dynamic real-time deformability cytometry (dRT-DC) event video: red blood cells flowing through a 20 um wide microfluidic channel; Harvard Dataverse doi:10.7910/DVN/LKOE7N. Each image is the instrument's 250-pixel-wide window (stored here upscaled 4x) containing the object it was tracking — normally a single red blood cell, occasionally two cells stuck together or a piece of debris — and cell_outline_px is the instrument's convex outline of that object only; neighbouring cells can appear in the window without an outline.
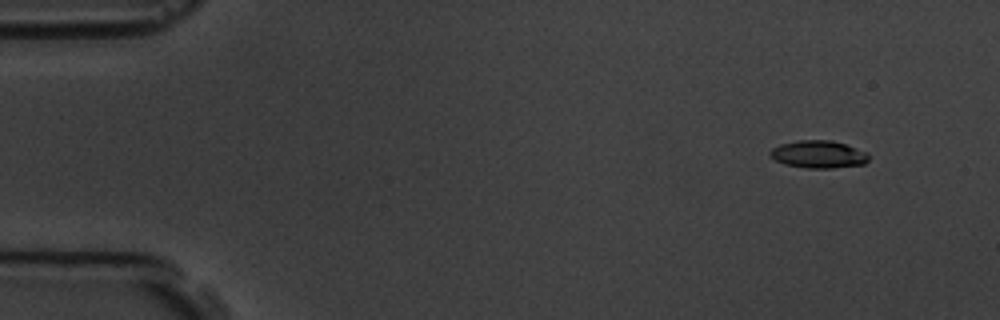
{"species": "common noctule bat (a hibernating species)", "species_latin": "Nyctalus noctula", "temperature_condition": "room temperature", "stored_images_in_passage": 5, "camera_frame_rate_fps": 3000, "um_per_image_px": 0.085, "animal": {"sex": "male", "body_mass_g": 19.5, "forearm_length_mm": 54.6}, "frame": {"image": 1, "passage_image": 1, "time_ms": 0.0, "image_size_px": [1000, 320], "cell_outline_px": [[868, 160], [864, 164], [832, 168], [804, 168], [784, 164], [776, 160], [768, 152], [772, 148], [780, 144], [800, 140], [832, 140], [868, 152]], "centroid_in_image_um": [69.57, 13.12], "position_along_channel_um": 15.4, "area_um2": 15.78}}
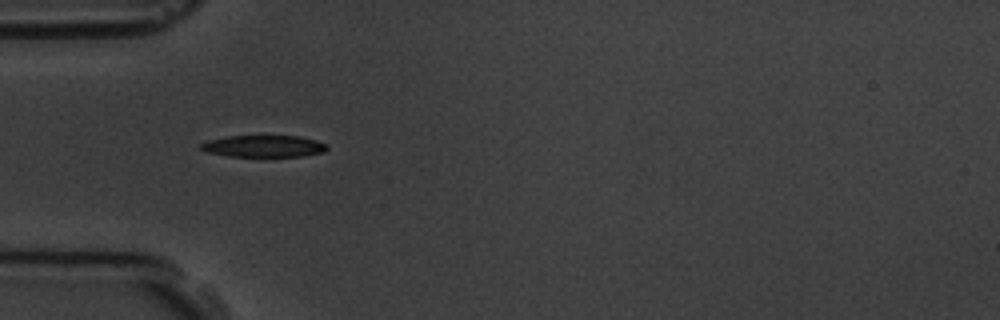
{"frame": {"image": 2, "passage_image": 4, "time_ms": 4.333, "image_size_px": [1000, 320], "cell_outline_px": [[328, 148], [324, 152], [304, 156], [228, 156], [208, 152], [200, 148], [200, 144], [208, 140], [228, 136], [300, 136], [316, 140], [324, 144]], "centroid_in_image_um": [22.42, 12.42], "position_along_channel_um": 62.6, "area_um2": 15.9}}
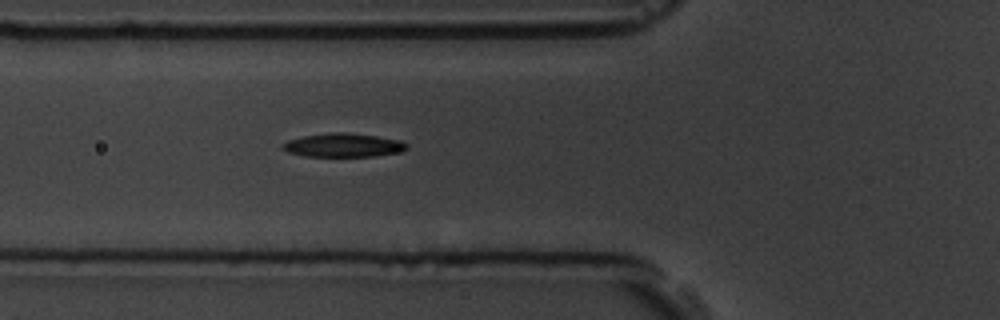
{"frame": {"image": 3, "passage_image": 5, "time_ms": 5.333, "image_size_px": [1000, 320], "cell_outline_px": [[408, 148], [404, 152], [372, 156], [304, 156], [288, 152], [284, 148], [284, 144], [288, 140], [304, 136], [332, 132], [344, 132], [376, 136], [400, 140], [408, 144]], "centroid_in_image_um": [29.25, 12.34], "position_along_channel_um": 96.5, "area_um2": 16.99}}